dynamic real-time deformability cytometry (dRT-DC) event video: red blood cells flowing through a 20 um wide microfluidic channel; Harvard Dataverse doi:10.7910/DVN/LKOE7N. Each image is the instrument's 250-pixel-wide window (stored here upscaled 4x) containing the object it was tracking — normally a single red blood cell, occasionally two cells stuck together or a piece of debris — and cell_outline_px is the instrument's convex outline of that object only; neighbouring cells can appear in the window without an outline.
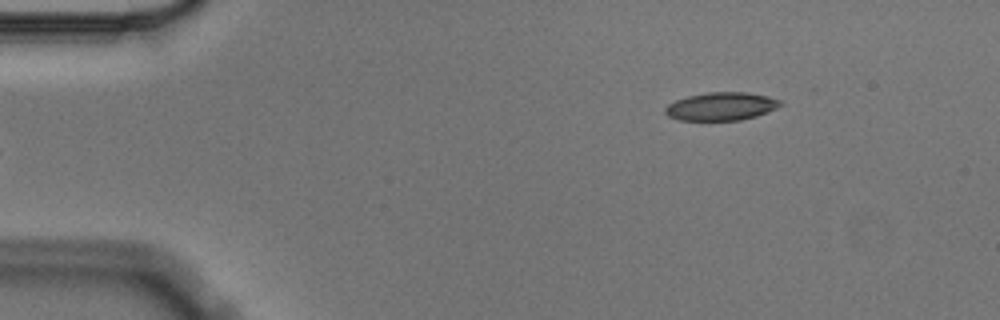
{"species": "Egyptian fruit bat (a non-hibernating species)", "species_latin": "Rousettus aegyptiacus", "temperature_condition": "cold", "stored_images_in_passage": 4, "camera_frame_rate_fps": 3000, "um_per_image_px": 0.085, "animal": {"sex": "male"}, "frame": {"image": 1, "passage_image": 4, "time_ms": 1.0, "image_size_px": [1000, 320], "cell_outline_px": [[784, 104], [768, 112], [756, 116], [740, 120], [680, 120], [668, 116], [664, 112], [664, 108], [668, 104], [676, 100], [688, 96], [708, 92], [748, 92], [768, 96], [780, 100]], "centroid_in_image_um": [61.31, 9.04], "position_along_channel_um": 23.7, "area_um2": 18.9}}